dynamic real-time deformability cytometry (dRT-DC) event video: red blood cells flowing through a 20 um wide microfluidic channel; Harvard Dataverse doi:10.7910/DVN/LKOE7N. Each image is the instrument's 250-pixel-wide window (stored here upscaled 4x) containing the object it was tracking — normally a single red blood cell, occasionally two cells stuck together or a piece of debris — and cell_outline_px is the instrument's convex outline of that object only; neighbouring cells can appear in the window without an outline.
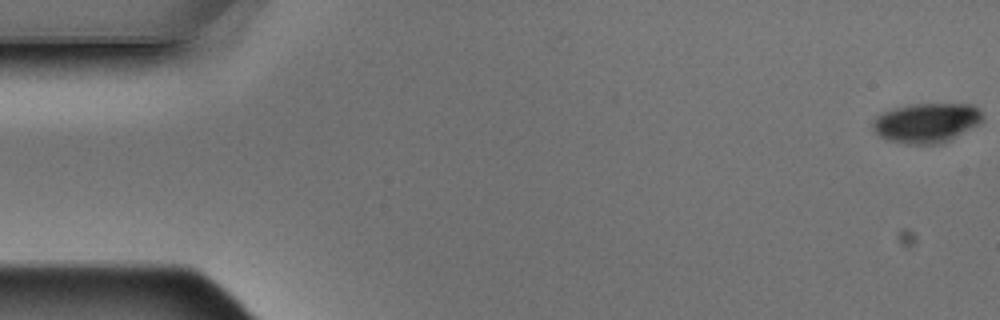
{"species": "Egyptian fruit bat (a non-hibernating species)", "species_latin": "Rousettus aegyptiacus", "temperature_condition": "warm", "stored_images_in_passage": 6, "camera_frame_rate_fps": 3000, "um_per_image_px": 0.085, "animal": {"sex": "male"}, "frame": {"image": 1, "passage_image": 1, "time_ms": 0.0, "image_size_px": [1000, 320], "cell_outline_px": [[984, 120], [948, 140], [940, 144], [904, 144], [888, 140], [880, 136], [872, 128], [872, 120], [880, 112], [912, 104], [972, 104], [984, 116]], "centroid_in_image_um": [78.7, 10.44], "position_along_channel_um": 6.3, "area_um2": 25.2}}
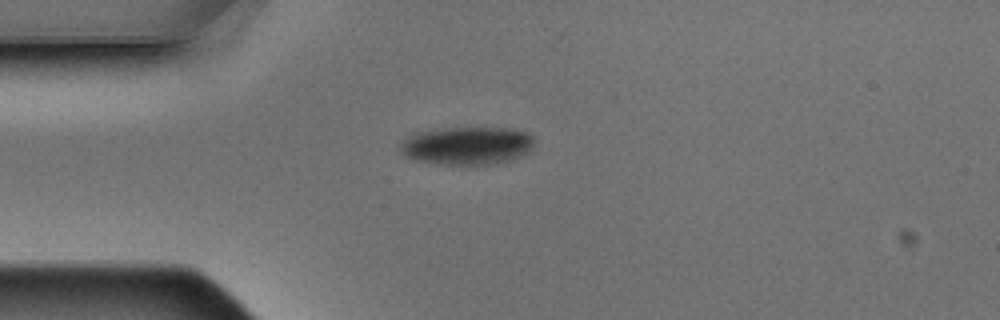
{"frame": {"image": 2, "passage_image": 5, "time_ms": 1.333, "image_size_px": [1000, 320], "cell_outline_px": [[536, 144], [528, 152], [520, 156], [508, 160], [488, 164], [440, 164], [416, 160], [400, 152], [400, 144], [408, 136], [416, 132], [448, 128], [516, 128], [528, 132], [536, 140]], "centroid_in_image_um": [39.75, 12.36], "position_along_channel_um": 45.2, "area_um2": 29.65}}
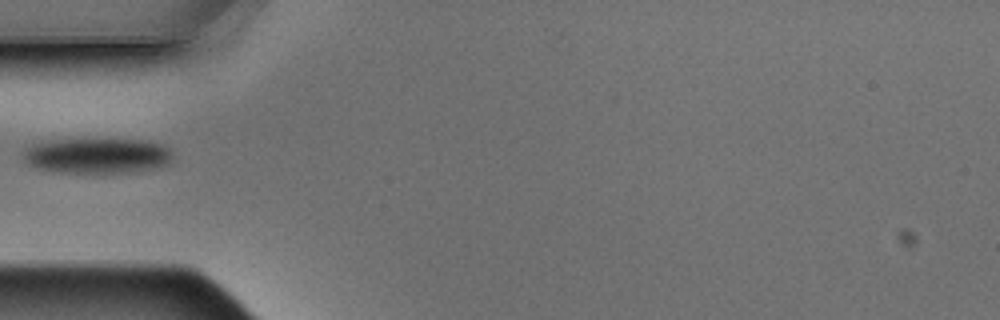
{"frame": {"image": 3, "passage_image": 6, "time_ms": 1.667, "image_size_px": [1000, 320], "cell_outline_px": [[172, 164], [160, 168], [140, 172], [64, 172], [40, 168], [32, 164], [24, 156], [24, 148], [32, 144], [52, 140], [144, 140], [160, 144], [172, 148]], "centroid_in_image_um": [8.41, 13.24], "position_along_channel_um": 76.6, "area_um2": 30.63}}